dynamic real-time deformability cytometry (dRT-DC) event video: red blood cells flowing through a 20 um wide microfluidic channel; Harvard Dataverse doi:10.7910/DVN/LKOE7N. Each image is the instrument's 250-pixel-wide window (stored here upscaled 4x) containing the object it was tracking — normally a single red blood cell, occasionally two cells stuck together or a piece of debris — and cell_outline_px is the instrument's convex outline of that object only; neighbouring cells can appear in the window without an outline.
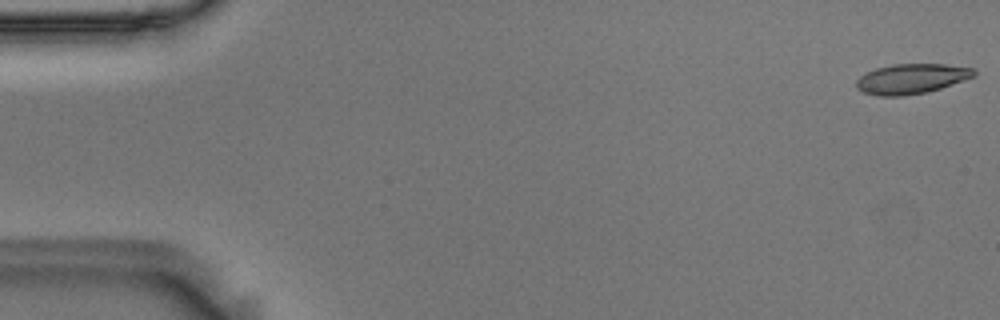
{"species": "Egyptian fruit bat (a non-hibernating species)", "species_latin": "Rousettus aegyptiacus", "temperature_condition": "room temperature", "stored_images_in_passage": 56, "camera_frame_rate_fps": 3000, "um_per_image_px": 0.085, "animal": {"sex": "male"}, "frame": {"image": 1, "passage_image": 1, "time_ms": 0.0, "image_size_px": [1000, 320], "cell_outline_px": [[976, 76], [940, 88], [924, 92], [900, 96], [880, 96], [864, 92], [856, 88], [856, 80], [860, 76], [876, 68], [892, 64], [944, 64], [976, 68]], "centroid_in_image_um": [77.49, 6.68], "position_along_channel_um": 7.5, "area_um2": 20.46}}
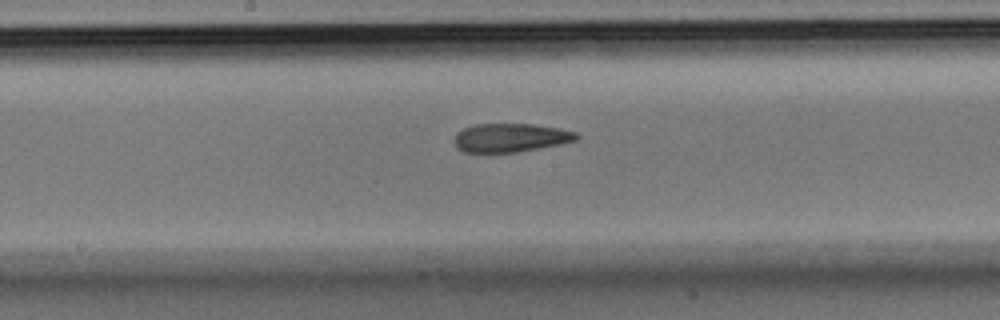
{"frame": {"image": 2, "passage_image": 29, "time_ms": 9.333, "image_size_px": [1000, 320], "cell_outline_px": [[580, 136], [576, 140], [560, 144], [516, 152], [464, 152], [456, 148], [456, 132], [464, 128], [476, 124], [532, 124], [560, 128], [576, 132]], "centroid_in_image_um": [43.41, 11.7], "position_along_channel_um": 204.8, "area_um2": 20.23}}
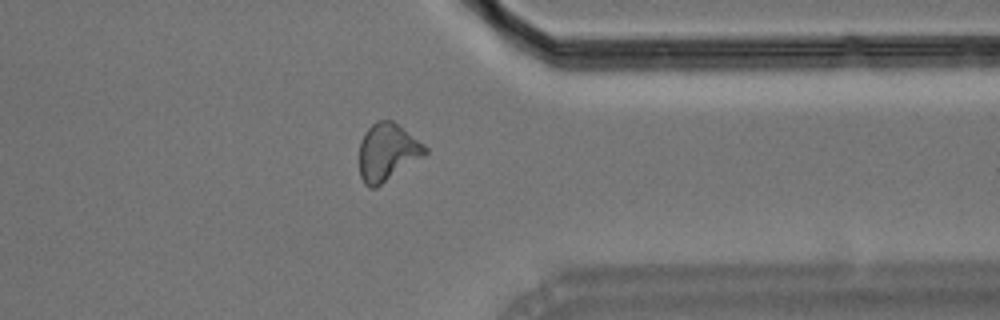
{"frame": {"image": 3, "passage_image": 44, "time_ms": 14.333, "image_size_px": [1000, 320], "cell_outline_px": [[428, 152], [424, 156], [376, 188], [368, 188], [364, 184], [360, 176], [360, 140], [364, 132], [376, 120], [392, 120], [424, 144], [428, 148]], "centroid_in_image_um": [32.92, 12.94], "position_along_channel_um": 378.5, "area_um2": 22.08}}